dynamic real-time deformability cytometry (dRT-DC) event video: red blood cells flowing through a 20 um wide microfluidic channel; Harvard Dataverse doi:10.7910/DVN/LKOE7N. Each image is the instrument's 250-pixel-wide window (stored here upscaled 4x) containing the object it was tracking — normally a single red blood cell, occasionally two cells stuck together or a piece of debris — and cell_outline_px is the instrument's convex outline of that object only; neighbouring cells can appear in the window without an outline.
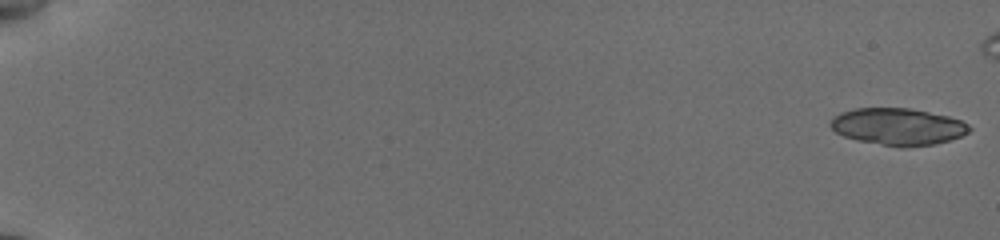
{"species": "common noctule bat (a hibernating species)", "species_latin": "Nyctalus noctula", "temperature_condition": "cold", "stored_images_in_passage": 56, "camera_frame_rate_fps": 3000, "um_per_image_px": 0.085, "animal": {"sex": "female", "body_mass_g": 19.5, "forearm_length_mm": 54.1}, "frame": {"image": 1, "passage_image": 1, "time_ms": 0.0, "image_size_px": [1000, 240], "cell_outline_px": [[972, 128], [968, 132], [960, 136], [948, 140], [932, 144], [904, 148], [856, 140], [844, 136], [836, 132], [828, 124], [828, 120], [832, 116], [840, 112], [856, 108], [912, 108], [948, 116], [960, 120], [968, 124]], "centroid_in_image_um": [76.27, 10.75], "position_along_channel_um": 8.7, "area_um2": 30.0}}
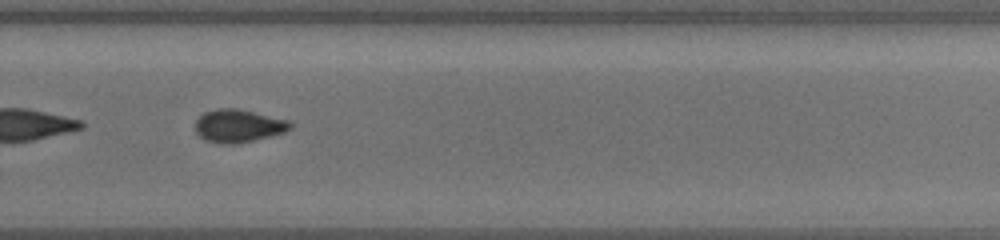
{"frame": {"image": 2, "passage_image": 41, "time_ms": 13.333, "image_size_px": [1000, 240], "cell_outline_px": [[292, 128], [284, 132], [236, 144], [220, 144], [208, 140], [200, 136], [196, 132], [196, 120], [204, 112], [216, 108], [236, 108], [288, 120], [292, 124]], "centroid_in_image_um": [20.25, 10.69], "position_along_channel_um": 309.6, "area_um2": 17.98}}
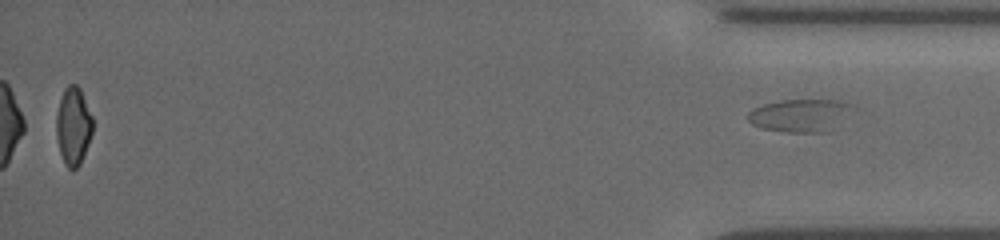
{"frame": {"image": 3, "passage_image": 56, "time_ms": 18.333, "image_size_px": [1000, 240], "cell_outline_px": [[860, 108], [828, 132], [788, 132], [760, 128], [752, 124], [748, 120], [748, 112], [752, 108], [764, 104], [780, 100], [840, 100], [852, 104]], "centroid_in_image_um": [68.1, 9.8], "position_along_channel_um": 367.1, "area_um2": 20.52}}